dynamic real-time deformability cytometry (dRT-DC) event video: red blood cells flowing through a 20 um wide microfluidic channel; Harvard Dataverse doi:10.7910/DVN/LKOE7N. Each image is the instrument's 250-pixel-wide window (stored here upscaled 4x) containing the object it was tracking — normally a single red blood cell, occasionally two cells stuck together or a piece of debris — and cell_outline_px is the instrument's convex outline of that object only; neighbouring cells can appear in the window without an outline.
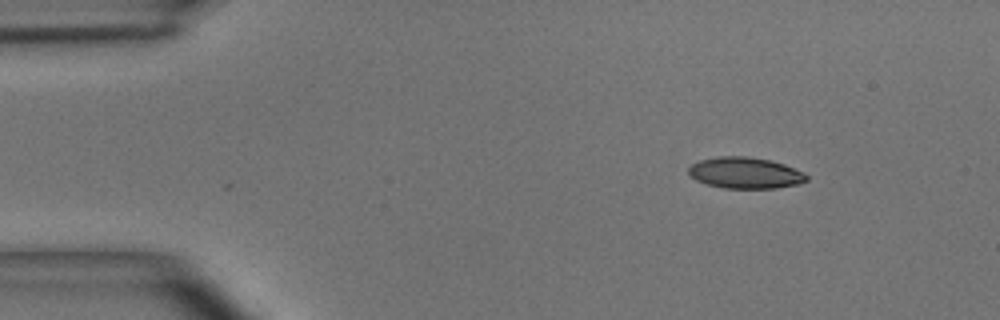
{"species": "common noctule bat (a hibernating species)", "species_latin": "Nyctalus noctula", "temperature_condition": "room temperature", "stored_images_in_passage": 2, "camera_frame_rate_fps": 3000, "um_per_image_px": 0.085, "animal": {"sex": "male", "body_mass_g": 15.6}, "frame": {"image": 1, "passage_image": 1, "time_ms": 0.0, "image_size_px": [1000, 320], "cell_outline_px": [[808, 180], [796, 184], [776, 188], [724, 188], [704, 184], [696, 180], [688, 172], [688, 168], [692, 164], [700, 160], [716, 156], [748, 156], [772, 160], [784, 164], [804, 172], [808, 176]], "centroid_in_image_um": [63.34, 14.69], "position_along_channel_um": 21.7, "area_um2": 21.62}}